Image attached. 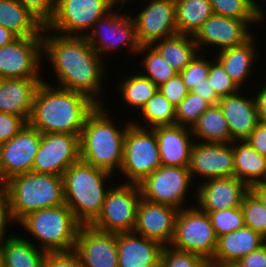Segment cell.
I'll list each match as a JSON object with an SVG mask.
<instances>
[{
    "label": "cell",
    "mask_w": 266,
    "mask_h": 267,
    "mask_svg": "<svg viewBox=\"0 0 266 267\" xmlns=\"http://www.w3.org/2000/svg\"><path fill=\"white\" fill-rule=\"evenodd\" d=\"M42 58L54 69L56 87L83 93L98 105H104L107 61L91 47L86 37L66 36L44 27Z\"/></svg>",
    "instance_id": "1"
},
{
    "label": "cell",
    "mask_w": 266,
    "mask_h": 267,
    "mask_svg": "<svg viewBox=\"0 0 266 267\" xmlns=\"http://www.w3.org/2000/svg\"><path fill=\"white\" fill-rule=\"evenodd\" d=\"M97 105L87 95L56 87L43 78L33 98L28 124L41 134L80 135L88 115Z\"/></svg>",
    "instance_id": "2"
},
{
    "label": "cell",
    "mask_w": 266,
    "mask_h": 267,
    "mask_svg": "<svg viewBox=\"0 0 266 267\" xmlns=\"http://www.w3.org/2000/svg\"><path fill=\"white\" fill-rule=\"evenodd\" d=\"M109 112L105 105H97L88 115L80 134V160L116 175L123 162L125 133L131 118L117 127Z\"/></svg>",
    "instance_id": "3"
},
{
    "label": "cell",
    "mask_w": 266,
    "mask_h": 267,
    "mask_svg": "<svg viewBox=\"0 0 266 267\" xmlns=\"http://www.w3.org/2000/svg\"><path fill=\"white\" fill-rule=\"evenodd\" d=\"M112 177L114 178L113 174L82 160L75 162L64 172L62 179L65 204L81 225H90L100 214L110 189L105 183H110Z\"/></svg>",
    "instance_id": "4"
},
{
    "label": "cell",
    "mask_w": 266,
    "mask_h": 267,
    "mask_svg": "<svg viewBox=\"0 0 266 267\" xmlns=\"http://www.w3.org/2000/svg\"><path fill=\"white\" fill-rule=\"evenodd\" d=\"M5 195L15 224L29 213L65 204L62 177L32 171L8 179Z\"/></svg>",
    "instance_id": "5"
},
{
    "label": "cell",
    "mask_w": 266,
    "mask_h": 267,
    "mask_svg": "<svg viewBox=\"0 0 266 267\" xmlns=\"http://www.w3.org/2000/svg\"><path fill=\"white\" fill-rule=\"evenodd\" d=\"M36 239L35 245L47 252L72 251L81 224L73 212L62 204L29 213L16 225Z\"/></svg>",
    "instance_id": "6"
},
{
    "label": "cell",
    "mask_w": 266,
    "mask_h": 267,
    "mask_svg": "<svg viewBox=\"0 0 266 267\" xmlns=\"http://www.w3.org/2000/svg\"><path fill=\"white\" fill-rule=\"evenodd\" d=\"M161 165L155 132L131 123L125 133L123 162L117 175L122 173L123 183L139 184Z\"/></svg>",
    "instance_id": "7"
},
{
    "label": "cell",
    "mask_w": 266,
    "mask_h": 267,
    "mask_svg": "<svg viewBox=\"0 0 266 267\" xmlns=\"http://www.w3.org/2000/svg\"><path fill=\"white\" fill-rule=\"evenodd\" d=\"M116 6V0H56L54 15L45 28L66 36L86 37L94 24Z\"/></svg>",
    "instance_id": "8"
},
{
    "label": "cell",
    "mask_w": 266,
    "mask_h": 267,
    "mask_svg": "<svg viewBox=\"0 0 266 267\" xmlns=\"http://www.w3.org/2000/svg\"><path fill=\"white\" fill-rule=\"evenodd\" d=\"M193 207H192V206ZM180 209L170 247L194 253L212 260L217 247V236L206 212L196 204Z\"/></svg>",
    "instance_id": "9"
},
{
    "label": "cell",
    "mask_w": 266,
    "mask_h": 267,
    "mask_svg": "<svg viewBox=\"0 0 266 267\" xmlns=\"http://www.w3.org/2000/svg\"><path fill=\"white\" fill-rule=\"evenodd\" d=\"M105 17L99 19L86 38L91 47L100 55L103 60L110 52H118L126 47V50L134 55L138 53L140 44L137 39L136 25L134 19L127 12H122L123 6L118 5ZM118 8V9H117ZM128 14V15H127Z\"/></svg>",
    "instance_id": "10"
},
{
    "label": "cell",
    "mask_w": 266,
    "mask_h": 267,
    "mask_svg": "<svg viewBox=\"0 0 266 267\" xmlns=\"http://www.w3.org/2000/svg\"><path fill=\"white\" fill-rule=\"evenodd\" d=\"M140 199L138 184H113L106 194L100 214L90 226L102 232H133Z\"/></svg>",
    "instance_id": "11"
},
{
    "label": "cell",
    "mask_w": 266,
    "mask_h": 267,
    "mask_svg": "<svg viewBox=\"0 0 266 267\" xmlns=\"http://www.w3.org/2000/svg\"><path fill=\"white\" fill-rule=\"evenodd\" d=\"M192 183L188 167L161 165L138 185L142 198L180 210L187 207L189 189L196 185Z\"/></svg>",
    "instance_id": "12"
},
{
    "label": "cell",
    "mask_w": 266,
    "mask_h": 267,
    "mask_svg": "<svg viewBox=\"0 0 266 267\" xmlns=\"http://www.w3.org/2000/svg\"><path fill=\"white\" fill-rule=\"evenodd\" d=\"M256 24L259 26L261 23L259 20H239L212 14L193 36L194 42L202 53L209 47L214 51L216 49V52L238 47L254 36L255 32H251L250 28L256 27Z\"/></svg>",
    "instance_id": "13"
},
{
    "label": "cell",
    "mask_w": 266,
    "mask_h": 267,
    "mask_svg": "<svg viewBox=\"0 0 266 267\" xmlns=\"http://www.w3.org/2000/svg\"><path fill=\"white\" fill-rule=\"evenodd\" d=\"M42 59V37H18L0 48V79H43Z\"/></svg>",
    "instance_id": "14"
},
{
    "label": "cell",
    "mask_w": 266,
    "mask_h": 267,
    "mask_svg": "<svg viewBox=\"0 0 266 267\" xmlns=\"http://www.w3.org/2000/svg\"><path fill=\"white\" fill-rule=\"evenodd\" d=\"M80 160V135L43 133L36 153L32 172L63 176Z\"/></svg>",
    "instance_id": "15"
},
{
    "label": "cell",
    "mask_w": 266,
    "mask_h": 267,
    "mask_svg": "<svg viewBox=\"0 0 266 267\" xmlns=\"http://www.w3.org/2000/svg\"><path fill=\"white\" fill-rule=\"evenodd\" d=\"M149 2V3H148ZM133 17L139 44L154 42L178 34L175 19V0H147Z\"/></svg>",
    "instance_id": "16"
},
{
    "label": "cell",
    "mask_w": 266,
    "mask_h": 267,
    "mask_svg": "<svg viewBox=\"0 0 266 267\" xmlns=\"http://www.w3.org/2000/svg\"><path fill=\"white\" fill-rule=\"evenodd\" d=\"M188 170L196 184L198 177L202 178V182L211 178L233 177L234 154L232 143L194 141Z\"/></svg>",
    "instance_id": "17"
},
{
    "label": "cell",
    "mask_w": 266,
    "mask_h": 267,
    "mask_svg": "<svg viewBox=\"0 0 266 267\" xmlns=\"http://www.w3.org/2000/svg\"><path fill=\"white\" fill-rule=\"evenodd\" d=\"M40 139L41 133L27 123L15 137L0 144V169L6 181L32 171Z\"/></svg>",
    "instance_id": "18"
},
{
    "label": "cell",
    "mask_w": 266,
    "mask_h": 267,
    "mask_svg": "<svg viewBox=\"0 0 266 267\" xmlns=\"http://www.w3.org/2000/svg\"><path fill=\"white\" fill-rule=\"evenodd\" d=\"M74 251L82 267H118L117 233L81 225Z\"/></svg>",
    "instance_id": "19"
},
{
    "label": "cell",
    "mask_w": 266,
    "mask_h": 267,
    "mask_svg": "<svg viewBox=\"0 0 266 267\" xmlns=\"http://www.w3.org/2000/svg\"><path fill=\"white\" fill-rule=\"evenodd\" d=\"M178 212L177 208L141 197L133 232L169 246L174 236Z\"/></svg>",
    "instance_id": "20"
},
{
    "label": "cell",
    "mask_w": 266,
    "mask_h": 267,
    "mask_svg": "<svg viewBox=\"0 0 266 267\" xmlns=\"http://www.w3.org/2000/svg\"><path fill=\"white\" fill-rule=\"evenodd\" d=\"M195 204L204 212L239 207L250 188L236 177H219L198 182Z\"/></svg>",
    "instance_id": "21"
},
{
    "label": "cell",
    "mask_w": 266,
    "mask_h": 267,
    "mask_svg": "<svg viewBox=\"0 0 266 267\" xmlns=\"http://www.w3.org/2000/svg\"><path fill=\"white\" fill-rule=\"evenodd\" d=\"M246 91L247 89H240L234 94L221 98L218 102L234 141L246 140L259 124L253 91L251 94Z\"/></svg>",
    "instance_id": "22"
},
{
    "label": "cell",
    "mask_w": 266,
    "mask_h": 267,
    "mask_svg": "<svg viewBox=\"0 0 266 267\" xmlns=\"http://www.w3.org/2000/svg\"><path fill=\"white\" fill-rule=\"evenodd\" d=\"M118 267H160L164 245L134 232L117 233Z\"/></svg>",
    "instance_id": "23"
},
{
    "label": "cell",
    "mask_w": 266,
    "mask_h": 267,
    "mask_svg": "<svg viewBox=\"0 0 266 267\" xmlns=\"http://www.w3.org/2000/svg\"><path fill=\"white\" fill-rule=\"evenodd\" d=\"M152 130L158 141L162 165L188 167L194 143L190 127L171 125L155 127Z\"/></svg>",
    "instance_id": "24"
},
{
    "label": "cell",
    "mask_w": 266,
    "mask_h": 267,
    "mask_svg": "<svg viewBox=\"0 0 266 267\" xmlns=\"http://www.w3.org/2000/svg\"><path fill=\"white\" fill-rule=\"evenodd\" d=\"M263 245V237L248 226L222 235L217 239V247L211 260L212 267L233 265L240 258Z\"/></svg>",
    "instance_id": "25"
},
{
    "label": "cell",
    "mask_w": 266,
    "mask_h": 267,
    "mask_svg": "<svg viewBox=\"0 0 266 267\" xmlns=\"http://www.w3.org/2000/svg\"><path fill=\"white\" fill-rule=\"evenodd\" d=\"M255 36L258 35L255 33L245 44L220 50L214 56L240 89L246 88L247 83H253V81L248 82L250 79L248 77H252L253 70L256 69L254 67L259 62L258 58L262 56L257 49Z\"/></svg>",
    "instance_id": "26"
},
{
    "label": "cell",
    "mask_w": 266,
    "mask_h": 267,
    "mask_svg": "<svg viewBox=\"0 0 266 267\" xmlns=\"http://www.w3.org/2000/svg\"><path fill=\"white\" fill-rule=\"evenodd\" d=\"M43 79H0V112L14 114L27 122L32 112L33 98Z\"/></svg>",
    "instance_id": "27"
},
{
    "label": "cell",
    "mask_w": 266,
    "mask_h": 267,
    "mask_svg": "<svg viewBox=\"0 0 266 267\" xmlns=\"http://www.w3.org/2000/svg\"><path fill=\"white\" fill-rule=\"evenodd\" d=\"M9 233L0 244V267H44L47 251L38 248L33 240Z\"/></svg>",
    "instance_id": "28"
},
{
    "label": "cell",
    "mask_w": 266,
    "mask_h": 267,
    "mask_svg": "<svg viewBox=\"0 0 266 267\" xmlns=\"http://www.w3.org/2000/svg\"><path fill=\"white\" fill-rule=\"evenodd\" d=\"M234 177L249 188L260 184L266 174V157L258 153L246 140L232 142Z\"/></svg>",
    "instance_id": "29"
},
{
    "label": "cell",
    "mask_w": 266,
    "mask_h": 267,
    "mask_svg": "<svg viewBox=\"0 0 266 267\" xmlns=\"http://www.w3.org/2000/svg\"><path fill=\"white\" fill-rule=\"evenodd\" d=\"M0 26L17 37H42L45 27L18 0H0Z\"/></svg>",
    "instance_id": "30"
},
{
    "label": "cell",
    "mask_w": 266,
    "mask_h": 267,
    "mask_svg": "<svg viewBox=\"0 0 266 267\" xmlns=\"http://www.w3.org/2000/svg\"><path fill=\"white\" fill-rule=\"evenodd\" d=\"M194 141L232 143L228 122L220 106L211 105L190 128Z\"/></svg>",
    "instance_id": "31"
},
{
    "label": "cell",
    "mask_w": 266,
    "mask_h": 267,
    "mask_svg": "<svg viewBox=\"0 0 266 267\" xmlns=\"http://www.w3.org/2000/svg\"><path fill=\"white\" fill-rule=\"evenodd\" d=\"M152 46L167 61L168 65L178 73L199 53L191 35L176 34L172 37L158 40Z\"/></svg>",
    "instance_id": "32"
},
{
    "label": "cell",
    "mask_w": 266,
    "mask_h": 267,
    "mask_svg": "<svg viewBox=\"0 0 266 267\" xmlns=\"http://www.w3.org/2000/svg\"><path fill=\"white\" fill-rule=\"evenodd\" d=\"M212 14L210 0H175L178 34L194 36Z\"/></svg>",
    "instance_id": "33"
},
{
    "label": "cell",
    "mask_w": 266,
    "mask_h": 267,
    "mask_svg": "<svg viewBox=\"0 0 266 267\" xmlns=\"http://www.w3.org/2000/svg\"><path fill=\"white\" fill-rule=\"evenodd\" d=\"M133 73L130 72L128 76L119 77L123 78V80L120 79L121 82L119 80L117 83V90L119 89L121 93L124 106L126 107L128 105L127 107L130 106L132 110L139 112L158 91V86L139 71L134 70Z\"/></svg>",
    "instance_id": "34"
},
{
    "label": "cell",
    "mask_w": 266,
    "mask_h": 267,
    "mask_svg": "<svg viewBox=\"0 0 266 267\" xmlns=\"http://www.w3.org/2000/svg\"><path fill=\"white\" fill-rule=\"evenodd\" d=\"M138 113V118L133 119L132 116L131 123L141 128L153 129L159 126L176 125L175 106L164 97L159 89ZM136 119H139L144 124Z\"/></svg>",
    "instance_id": "35"
},
{
    "label": "cell",
    "mask_w": 266,
    "mask_h": 267,
    "mask_svg": "<svg viewBox=\"0 0 266 267\" xmlns=\"http://www.w3.org/2000/svg\"><path fill=\"white\" fill-rule=\"evenodd\" d=\"M213 14L239 20H266V5L258 0H210ZM263 5V7L261 6Z\"/></svg>",
    "instance_id": "36"
},
{
    "label": "cell",
    "mask_w": 266,
    "mask_h": 267,
    "mask_svg": "<svg viewBox=\"0 0 266 267\" xmlns=\"http://www.w3.org/2000/svg\"><path fill=\"white\" fill-rule=\"evenodd\" d=\"M137 55H142L140 64L143 71L139 72L158 87L178 74L152 45L140 46Z\"/></svg>",
    "instance_id": "37"
},
{
    "label": "cell",
    "mask_w": 266,
    "mask_h": 267,
    "mask_svg": "<svg viewBox=\"0 0 266 267\" xmlns=\"http://www.w3.org/2000/svg\"><path fill=\"white\" fill-rule=\"evenodd\" d=\"M210 106L211 104L204 98L189 91L182 102L175 107L176 125L191 128Z\"/></svg>",
    "instance_id": "38"
},
{
    "label": "cell",
    "mask_w": 266,
    "mask_h": 267,
    "mask_svg": "<svg viewBox=\"0 0 266 267\" xmlns=\"http://www.w3.org/2000/svg\"><path fill=\"white\" fill-rule=\"evenodd\" d=\"M206 213L210 218L217 238L245 226L241 206Z\"/></svg>",
    "instance_id": "39"
},
{
    "label": "cell",
    "mask_w": 266,
    "mask_h": 267,
    "mask_svg": "<svg viewBox=\"0 0 266 267\" xmlns=\"http://www.w3.org/2000/svg\"><path fill=\"white\" fill-rule=\"evenodd\" d=\"M241 209L245 226L263 236L266 233V207L249 191L243 199Z\"/></svg>",
    "instance_id": "40"
},
{
    "label": "cell",
    "mask_w": 266,
    "mask_h": 267,
    "mask_svg": "<svg viewBox=\"0 0 266 267\" xmlns=\"http://www.w3.org/2000/svg\"><path fill=\"white\" fill-rule=\"evenodd\" d=\"M160 267H212L211 261L194 253L164 246Z\"/></svg>",
    "instance_id": "41"
},
{
    "label": "cell",
    "mask_w": 266,
    "mask_h": 267,
    "mask_svg": "<svg viewBox=\"0 0 266 267\" xmlns=\"http://www.w3.org/2000/svg\"><path fill=\"white\" fill-rule=\"evenodd\" d=\"M212 56L214 59L210 58V70L207 78L214 92L220 99L238 92L240 88L231 79L222 64L214 57V54Z\"/></svg>",
    "instance_id": "42"
},
{
    "label": "cell",
    "mask_w": 266,
    "mask_h": 267,
    "mask_svg": "<svg viewBox=\"0 0 266 267\" xmlns=\"http://www.w3.org/2000/svg\"><path fill=\"white\" fill-rule=\"evenodd\" d=\"M205 54L199 52L193 60L180 72V75L187 89L191 91L193 87L199 85L206 79L210 70V59Z\"/></svg>",
    "instance_id": "43"
},
{
    "label": "cell",
    "mask_w": 266,
    "mask_h": 267,
    "mask_svg": "<svg viewBox=\"0 0 266 267\" xmlns=\"http://www.w3.org/2000/svg\"><path fill=\"white\" fill-rule=\"evenodd\" d=\"M158 89L175 107H177L189 93L180 73L176 74L166 83L160 85Z\"/></svg>",
    "instance_id": "44"
},
{
    "label": "cell",
    "mask_w": 266,
    "mask_h": 267,
    "mask_svg": "<svg viewBox=\"0 0 266 267\" xmlns=\"http://www.w3.org/2000/svg\"><path fill=\"white\" fill-rule=\"evenodd\" d=\"M44 26L52 19L56 0H18Z\"/></svg>",
    "instance_id": "45"
},
{
    "label": "cell",
    "mask_w": 266,
    "mask_h": 267,
    "mask_svg": "<svg viewBox=\"0 0 266 267\" xmlns=\"http://www.w3.org/2000/svg\"><path fill=\"white\" fill-rule=\"evenodd\" d=\"M27 123L20 116L0 112V144L15 137Z\"/></svg>",
    "instance_id": "46"
},
{
    "label": "cell",
    "mask_w": 266,
    "mask_h": 267,
    "mask_svg": "<svg viewBox=\"0 0 266 267\" xmlns=\"http://www.w3.org/2000/svg\"><path fill=\"white\" fill-rule=\"evenodd\" d=\"M44 267H82L77 253L72 251L49 252Z\"/></svg>",
    "instance_id": "47"
},
{
    "label": "cell",
    "mask_w": 266,
    "mask_h": 267,
    "mask_svg": "<svg viewBox=\"0 0 266 267\" xmlns=\"http://www.w3.org/2000/svg\"><path fill=\"white\" fill-rule=\"evenodd\" d=\"M234 267H266V246L262 245L255 251L240 258Z\"/></svg>",
    "instance_id": "48"
},
{
    "label": "cell",
    "mask_w": 266,
    "mask_h": 267,
    "mask_svg": "<svg viewBox=\"0 0 266 267\" xmlns=\"http://www.w3.org/2000/svg\"><path fill=\"white\" fill-rule=\"evenodd\" d=\"M13 223V224H12ZM10 224L15 225L10 214V208L5 193L0 194V244L9 237L8 229L10 230ZM7 233V234H6Z\"/></svg>",
    "instance_id": "49"
},
{
    "label": "cell",
    "mask_w": 266,
    "mask_h": 267,
    "mask_svg": "<svg viewBox=\"0 0 266 267\" xmlns=\"http://www.w3.org/2000/svg\"><path fill=\"white\" fill-rule=\"evenodd\" d=\"M261 155L266 157V125L259 123L246 139Z\"/></svg>",
    "instance_id": "50"
},
{
    "label": "cell",
    "mask_w": 266,
    "mask_h": 267,
    "mask_svg": "<svg viewBox=\"0 0 266 267\" xmlns=\"http://www.w3.org/2000/svg\"><path fill=\"white\" fill-rule=\"evenodd\" d=\"M190 92L197 94L200 97L204 98L211 105H217L220 100L216 92H214V89H212V86L208 78L203 79V82L193 87V89H191Z\"/></svg>",
    "instance_id": "51"
},
{
    "label": "cell",
    "mask_w": 266,
    "mask_h": 267,
    "mask_svg": "<svg viewBox=\"0 0 266 267\" xmlns=\"http://www.w3.org/2000/svg\"><path fill=\"white\" fill-rule=\"evenodd\" d=\"M262 86H258L256 90L253 93L255 103H256V108L258 111V118H259V123L266 125V81L264 84H259ZM258 92V93H257Z\"/></svg>",
    "instance_id": "52"
},
{
    "label": "cell",
    "mask_w": 266,
    "mask_h": 267,
    "mask_svg": "<svg viewBox=\"0 0 266 267\" xmlns=\"http://www.w3.org/2000/svg\"><path fill=\"white\" fill-rule=\"evenodd\" d=\"M18 37L5 27L0 26V48L12 43Z\"/></svg>",
    "instance_id": "53"
},
{
    "label": "cell",
    "mask_w": 266,
    "mask_h": 267,
    "mask_svg": "<svg viewBox=\"0 0 266 267\" xmlns=\"http://www.w3.org/2000/svg\"><path fill=\"white\" fill-rule=\"evenodd\" d=\"M250 191L266 207V185H254V186L250 187Z\"/></svg>",
    "instance_id": "54"
},
{
    "label": "cell",
    "mask_w": 266,
    "mask_h": 267,
    "mask_svg": "<svg viewBox=\"0 0 266 267\" xmlns=\"http://www.w3.org/2000/svg\"><path fill=\"white\" fill-rule=\"evenodd\" d=\"M6 188V180L2 175L1 169H0V194L5 193Z\"/></svg>",
    "instance_id": "55"
},
{
    "label": "cell",
    "mask_w": 266,
    "mask_h": 267,
    "mask_svg": "<svg viewBox=\"0 0 266 267\" xmlns=\"http://www.w3.org/2000/svg\"><path fill=\"white\" fill-rule=\"evenodd\" d=\"M117 1V5L119 4L120 6H124L126 3L128 4V3H130L131 2V4H132V2H134L135 3V1L136 0H116Z\"/></svg>",
    "instance_id": "56"
},
{
    "label": "cell",
    "mask_w": 266,
    "mask_h": 267,
    "mask_svg": "<svg viewBox=\"0 0 266 267\" xmlns=\"http://www.w3.org/2000/svg\"><path fill=\"white\" fill-rule=\"evenodd\" d=\"M257 185H266V174H265L262 182L260 184H257Z\"/></svg>",
    "instance_id": "57"
},
{
    "label": "cell",
    "mask_w": 266,
    "mask_h": 267,
    "mask_svg": "<svg viewBox=\"0 0 266 267\" xmlns=\"http://www.w3.org/2000/svg\"><path fill=\"white\" fill-rule=\"evenodd\" d=\"M262 237H263V245L266 246V233Z\"/></svg>",
    "instance_id": "58"
},
{
    "label": "cell",
    "mask_w": 266,
    "mask_h": 267,
    "mask_svg": "<svg viewBox=\"0 0 266 267\" xmlns=\"http://www.w3.org/2000/svg\"><path fill=\"white\" fill-rule=\"evenodd\" d=\"M220 267H234L233 265H225V266H220Z\"/></svg>",
    "instance_id": "59"
}]
</instances>
